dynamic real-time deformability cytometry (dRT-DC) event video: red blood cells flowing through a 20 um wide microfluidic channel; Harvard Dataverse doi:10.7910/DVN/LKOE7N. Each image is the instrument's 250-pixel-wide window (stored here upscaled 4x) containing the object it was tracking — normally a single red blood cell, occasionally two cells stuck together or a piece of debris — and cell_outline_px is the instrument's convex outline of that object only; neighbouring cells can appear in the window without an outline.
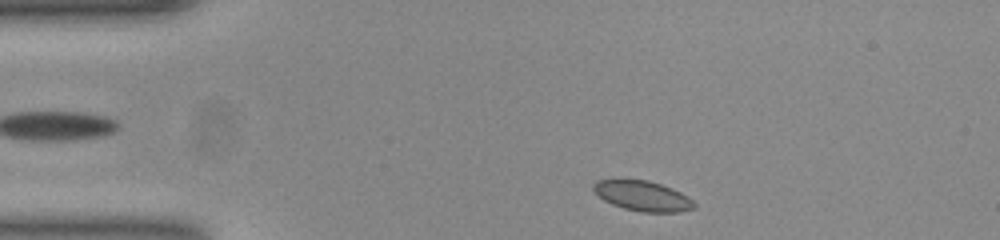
{"species": "common noctule bat (a hibernating species)", "species_latin": "Nyctalus noctula", "temperature_condition": "room temperature", "stored_images_in_passage": 45, "camera_frame_rate_fps": 3000, "um_per_image_px": 0.085, "animal": {"sex": "female", "body_mass_g": 23.0, "forearm_length_mm": 53.4}, "frame": {"image": 1, "passage_image": 2, "time_ms": 0.333, "image_size_px": [1000, 240], "cell_outline_px": [[696, 208], [680, 212], [644, 212], [624, 208], [612, 204], [604, 200], [592, 188], [592, 184], [596, 180], [648, 180], [672, 188], [688, 196], [696, 204]], "centroid_in_image_um": [54.66, 16.66], "position_along_channel_um": 30.3, "area_um2": 17.57}}
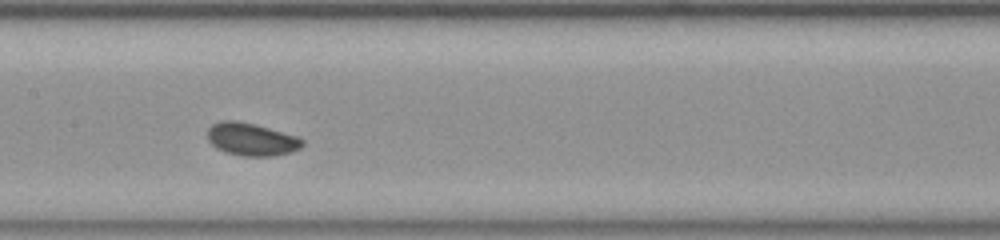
{"frame": {"image": 2, "passage_image": 18, "time_ms": 5.667, "image_size_px": [1000, 240], "cell_outline_px": [[304, 144], [300, 148], [292, 152], [272, 156], [244, 156], [224, 152], [216, 148], [208, 140], [208, 128], [212, 124], [224, 120], [236, 120], [256, 124], [296, 136], [304, 140]], "centroid_in_image_um": [21.37, 11.84], "position_along_channel_um": 186.0, "area_um2": 18.15}}
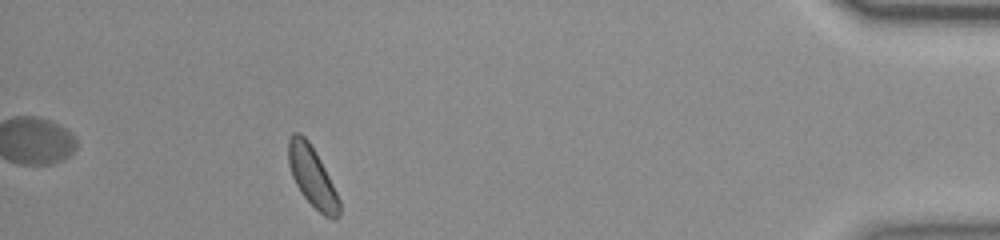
{"frame": {"image": 3, "passage_image": 40, "time_ms": 13.0, "image_size_px": [1000, 240], "cell_outline_px": [[340, 216], [336, 220], [332, 220], [324, 216], [300, 192], [292, 176], [288, 164], [288, 140], [292, 132], [300, 132], [308, 140], [316, 152], [340, 200]], "centroid_in_image_um": [26.53, 15.01], "position_along_channel_um": 408.7, "area_um2": 17.8}}